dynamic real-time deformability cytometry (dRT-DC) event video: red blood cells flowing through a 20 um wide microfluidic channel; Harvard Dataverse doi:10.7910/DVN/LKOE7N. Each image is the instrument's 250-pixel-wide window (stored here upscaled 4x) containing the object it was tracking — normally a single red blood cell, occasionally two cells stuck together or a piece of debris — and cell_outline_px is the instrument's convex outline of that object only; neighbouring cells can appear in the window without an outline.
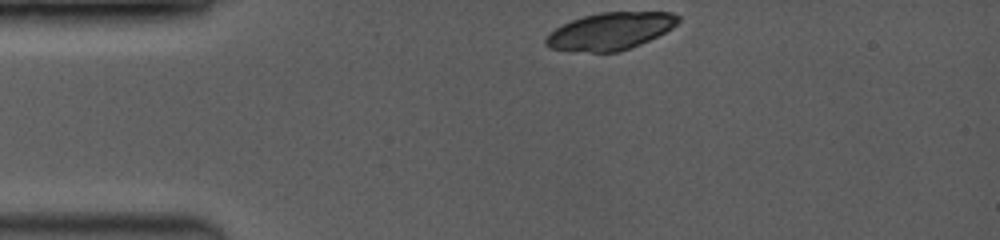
{"species": "common noctule bat (a hibernating species)", "species_latin": "Nyctalus noctula", "temperature_condition": "room temperature", "stored_images_in_passage": 2, "camera_frame_rate_fps": 3500, "um_per_image_px": 0.085, "animal": {"sex": "female", "body_mass_g": 19.0, "forearm_length_mm": 53.3}, "frame": {"image": 1, "passage_image": 1, "time_ms": 0.0, "image_size_px": [1000, 240], "cell_outline_px": [[680, 20], [672, 28], [640, 44], [620, 52], [592, 52], [552, 48], [544, 44], [544, 40], [556, 28], [572, 20], [584, 16], [600, 12], [668, 12], [680, 16]], "centroid_in_image_um": [51.9, 2.64], "position_along_channel_um": 33.1, "area_um2": 28.26}}